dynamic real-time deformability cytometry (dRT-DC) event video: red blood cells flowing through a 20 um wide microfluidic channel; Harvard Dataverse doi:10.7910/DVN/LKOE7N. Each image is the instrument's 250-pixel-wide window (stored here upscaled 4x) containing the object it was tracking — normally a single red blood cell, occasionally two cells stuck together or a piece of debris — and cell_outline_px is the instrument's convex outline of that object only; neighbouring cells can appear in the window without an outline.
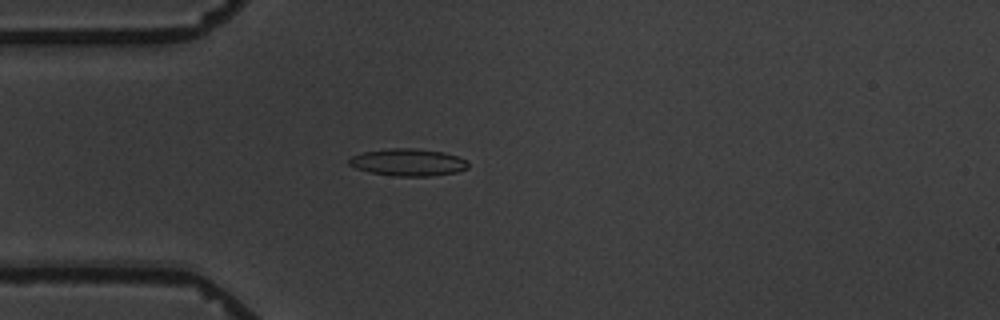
{"species": "common noctule bat (a hibernating species)", "species_latin": "Nyctalus noctula", "temperature_condition": "warm", "stored_images_in_passage": 5, "camera_frame_rate_fps": 3000, "um_per_image_px": 0.085, "animal": {"sex": "male", "body_mass_g": 19.5, "forearm_length_mm": 54.6}, "frame": {"image": 1, "passage_image": 4, "time_ms": 3.333, "image_size_px": [1000, 320], "cell_outline_px": [[468, 168], [456, 172], [428, 176], [392, 176], [372, 172], [356, 168], [348, 164], [348, 160], [352, 156], [364, 152], [392, 148], [416, 148], [444, 152], [468, 160]], "centroid_in_image_um": [34.7, 13.79], "position_along_channel_um": 50.3, "area_um2": 18.79}}